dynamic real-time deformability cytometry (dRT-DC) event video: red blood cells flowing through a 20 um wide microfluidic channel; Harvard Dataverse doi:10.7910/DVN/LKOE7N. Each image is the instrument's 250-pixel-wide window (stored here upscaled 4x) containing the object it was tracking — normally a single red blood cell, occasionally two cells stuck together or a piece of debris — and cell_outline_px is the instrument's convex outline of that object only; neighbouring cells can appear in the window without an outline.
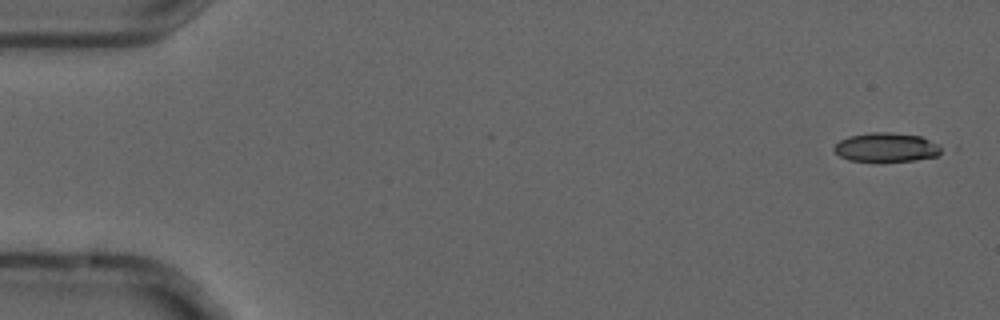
{"species": "common noctule bat (a hibernating species)", "species_latin": "Nyctalus noctula", "temperature_condition": "cold", "stored_images_in_passage": 4, "camera_frame_rate_fps": 3000, "um_per_image_px": 0.085, "animal": {"sex": "male", "forearm_length_mm": 52.5}, "frame": {"image": 1, "passage_image": 1, "time_ms": 0.0, "image_size_px": [1000, 320], "cell_outline_px": [[948, 148], [936, 156], [916, 160], [848, 160], [840, 156], [832, 148], [840, 140], [848, 136], [868, 132], [892, 132], [920, 136], [940, 144]], "centroid_in_image_um": [75.4, 12.5], "position_along_channel_um": 9.6, "area_um2": 18.21}}
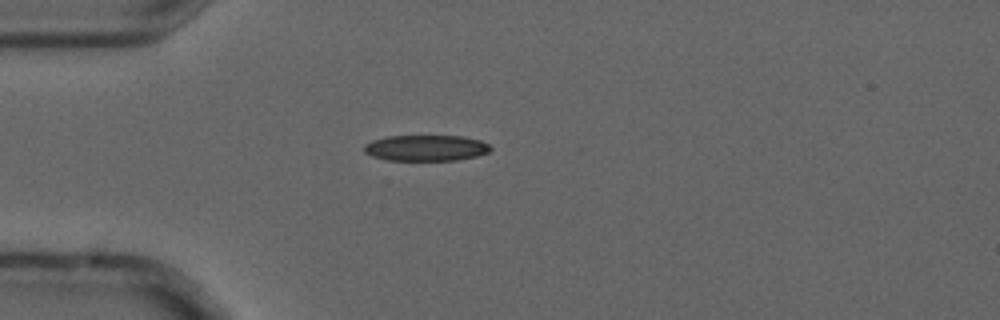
{"frame": {"image": 2, "passage_image": 4, "time_ms": 1.0, "image_size_px": [1000, 320], "cell_outline_px": [[492, 148], [488, 152], [476, 156], [456, 160], [388, 160], [372, 156], [364, 152], [364, 144], [372, 140], [388, 136], [460, 136], [480, 140], [488, 144]], "centroid_in_image_um": [36.19, 12.57], "position_along_channel_um": 48.8, "area_um2": 19.02}}